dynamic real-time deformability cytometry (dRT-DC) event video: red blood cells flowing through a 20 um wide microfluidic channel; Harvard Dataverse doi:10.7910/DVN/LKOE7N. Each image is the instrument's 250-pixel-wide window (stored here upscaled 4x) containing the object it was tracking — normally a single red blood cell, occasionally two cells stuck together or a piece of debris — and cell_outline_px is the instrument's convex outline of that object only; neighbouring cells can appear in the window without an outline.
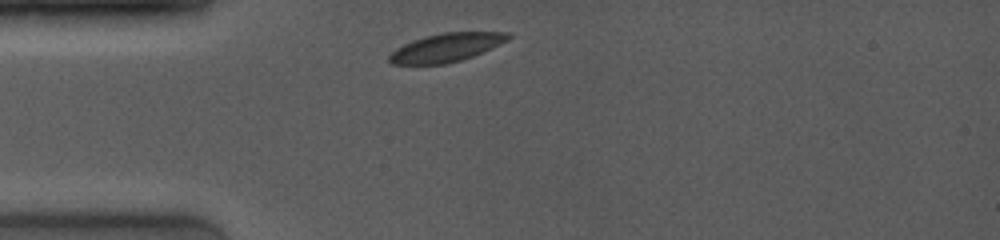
{"species": "common noctule bat (a hibernating species)", "species_latin": "Nyctalus noctula", "temperature_condition": "room temperature", "stored_images_in_passage": 6, "camera_frame_rate_fps": 4000, "um_per_image_px": 0.085, "animal": {"sex": "female", "body_mass_g": 19.0, "forearm_length_mm": 53.3}, "frame": {"image": 1, "passage_image": 1, "time_ms": 0.0, "image_size_px": [1000, 240], "cell_outline_px": [[512, 36], [508, 40], [500, 44], [472, 56], [460, 60], [444, 64], [392, 64], [388, 60], [388, 56], [396, 48], [404, 44], [424, 36], [444, 32], [512, 32]], "centroid_in_image_um": [37.94, 4.03], "position_along_channel_um": 47.1, "area_um2": 19.59}}